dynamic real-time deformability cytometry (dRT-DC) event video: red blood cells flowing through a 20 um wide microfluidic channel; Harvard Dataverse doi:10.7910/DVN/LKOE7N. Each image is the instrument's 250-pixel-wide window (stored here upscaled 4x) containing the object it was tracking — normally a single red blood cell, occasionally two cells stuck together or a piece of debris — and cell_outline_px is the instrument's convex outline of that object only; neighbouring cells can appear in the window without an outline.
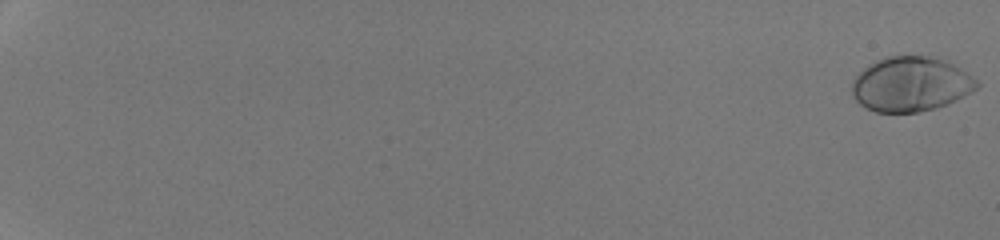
{"species": "human", "species_latin": "Homo sapiens", "temperature_condition": "room temperature", "stored_images_in_passage": 54, "camera_frame_rate_fps": 3000, "um_per_image_px": 0.085, "donor": {"sex": "male"}, "frame": {"image": 1, "passage_image": 1, "time_ms": 0.0, "image_size_px": [1000, 240], "cell_outline_px": [[980, 84], [972, 92], [948, 104], [936, 108], [916, 112], [876, 112], [864, 108], [852, 96], [852, 80], [868, 64], [884, 56], [928, 56], [948, 60], [972, 76]], "centroid_in_image_um": [77.4, 7.15], "position_along_channel_um": 7.6, "area_um2": 40.06}}
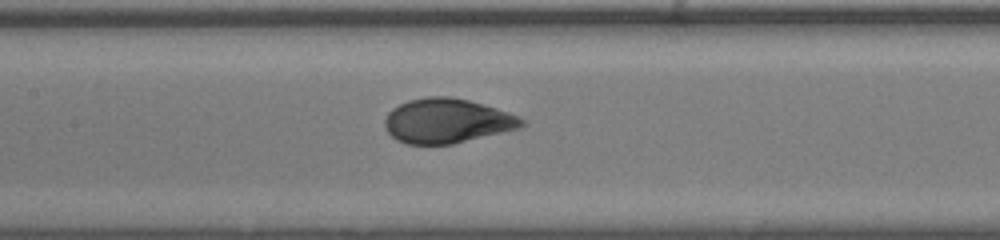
{"frame": {"image": 2, "passage_image": 31, "time_ms": 10.0, "image_size_px": [1000, 240], "cell_outline_px": [[528, 124], [520, 128], [452, 144], [404, 144], [396, 140], [384, 128], [384, 120], [388, 112], [392, 108], [408, 100], [428, 96], [448, 96], [468, 100], [496, 108], [508, 112], [524, 120]], "centroid_in_image_um": [37.97, 10.27], "position_along_channel_um": 169.4, "area_um2": 35.6}}
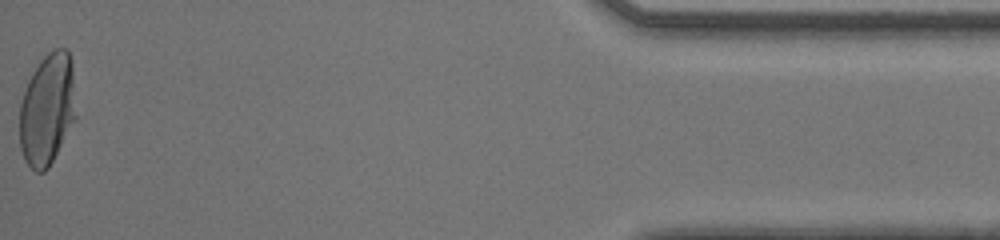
{"frame": {"image": 3, "passage_image": 54, "time_ms": 17.667, "image_size_px": [1000, 240], "cell_outline_px": [[76, 120], [48, 168], [44, 172], [36, 172], [24, 160], [20, 148], [20, 104], [28, 80], [32, 72], [40, 60], [48, 52], [56, 48], [68, 48], [72, 60], [76, 116]], "centroid_in_image_um": [4.03, 9.28], "position_along_channel_um": 431.2, "area_um2": 37.11}, "authors_computed_cell_mechanics": {"area_um2": 36.5585, "velocity_mm_per_s": 4.268, "shape_relaxation_time_tau1_ms": 3.0261, "shape_relaxation_time_tau2_ms": null, "deformation_change_tau1": 0.1824, "deformation_change_tau2": null}}